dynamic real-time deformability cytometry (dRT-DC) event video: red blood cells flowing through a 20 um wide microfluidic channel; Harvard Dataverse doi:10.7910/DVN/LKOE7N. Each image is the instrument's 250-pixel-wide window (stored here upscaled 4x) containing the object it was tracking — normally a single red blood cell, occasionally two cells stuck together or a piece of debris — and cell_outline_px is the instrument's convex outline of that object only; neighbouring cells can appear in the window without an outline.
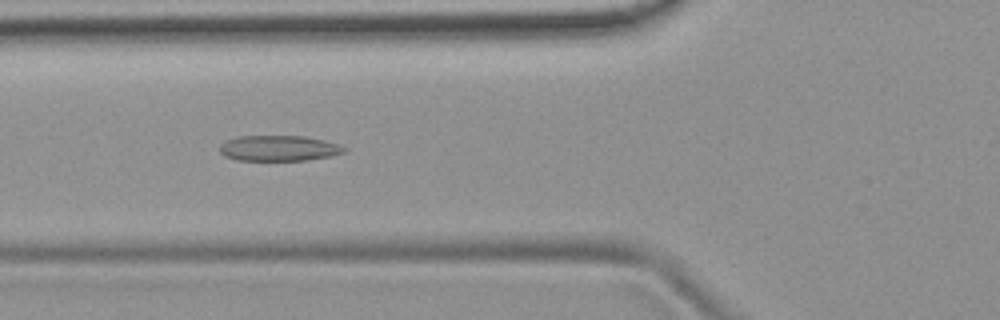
{"species": "common noctule bat (a hibernating species)", "species_latin": "Nyctalus noctula", "temperature_condition": "room temperature", "stored_images_in_passage": 51, "camera_frame_rate_fps": 3000, "um_per_image_px": 0.085, "animal": {"sex": "female", "body_mass_g": 19.9}, "frame": {"image": 1, "passage_image": 18, "time_ms": 5.667, "image_size_px": [1000, 320], "cell_outline_px": [[348, 148], [344, 152], [332, 156], [308, 160], [236, 160], [224, 156], [220, 152], [220, 144], [236, 136], [304, 136], [324, 140], [340, 144]], "centroid_in_image_um": [23.73, 12.6], "position_along_channel_um": 102.1, "area_um2": 18.67}}
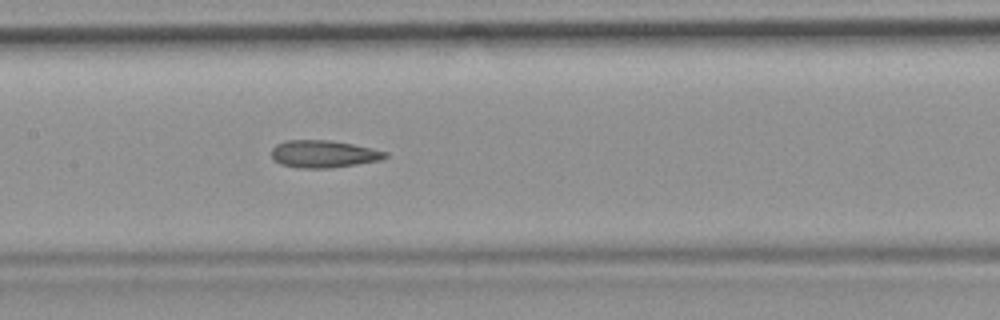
{"frame": {"image": 2, "passage_image": 24, "time_ms": 7.667, "image_size_px": [1000, 320], "cell_outline_px": [[388, 156], [384, 160], [328, 168], [296, 168], [280, 164], [272, 156], [272, 148], [276, 144], [288, 140], [328, 140], [352, 144], [372, 148], [388, 152]], "centroid_in_image_um": [27.53, 13.09], "position_along_channel_um": 179.9, "area_um2": 18.15}}
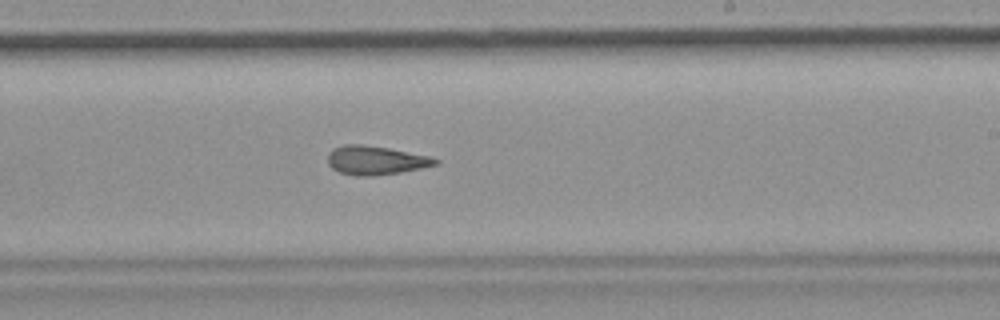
{"frame": {"image": 3, "passage_image": 30, "time_ms": 9.667, "image_size_px": [1000, 320], "cell_outline_px": [[440, 164], [400, 172], [368, 176], [356, 176], [340, 172], [332, 168], [328, 164], [328, 156], [332, 148], [344, 144], [360, 144], [388, 148], [432, 156], [440, 160]], "centroid_in_image_um": [31.95, 13.62], "position_along_channel_um": 257.0, "area_um2": 18.09}, "authors_computed_cell_mechanics": {"area_um2": 18.6694, "velocity_mm_per_s": 3.8819, "shape_relaxation_time_tau1_ms": null, "shape_relaxation_time_tau2_ms": 3.6152, "deformation_change_tau1": null, "deformation_change_tau2": 0.128}}